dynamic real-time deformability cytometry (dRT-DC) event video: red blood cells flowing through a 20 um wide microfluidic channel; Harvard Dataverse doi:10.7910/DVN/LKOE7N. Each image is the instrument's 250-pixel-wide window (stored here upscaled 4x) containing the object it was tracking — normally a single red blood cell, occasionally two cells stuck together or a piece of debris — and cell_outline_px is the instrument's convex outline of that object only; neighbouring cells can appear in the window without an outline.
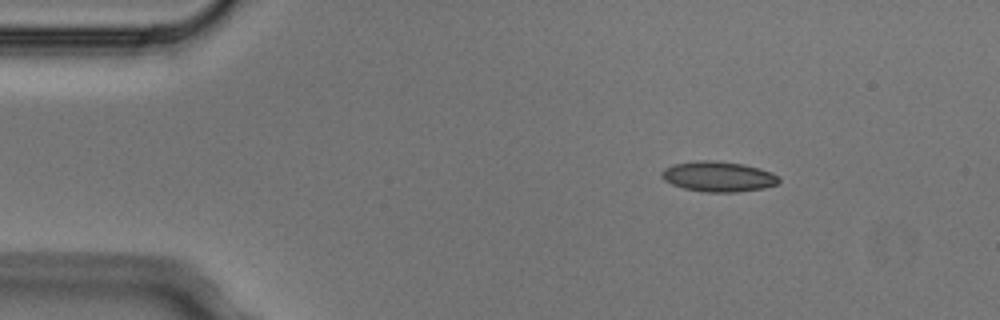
{"species": "Egyptian fruit bat (a non-hibernating species)", "species_latin": "Rousettus aegyptiacus", "temperature_condition": "cold", "stored_images_in_passage": 4, "camera_frame_rate_fps": 3000, "um_per_image_px": 0.085, "animal": {"sex": "male"}, "frame": {"image": 1, "passage_image": 1, "time_ms": 0.0, "image_size_px": [1000, 320], "cell_outline_px": [[780, 180], [776, 184], [764, 188], [736, 192], [704, 192], [684, 188], [672, 184], [664, 180], [660, 176], [660, 172], [664, 168], [672, 164], [696, 160], [716, 160], [744, 164], [760, 168], [772, 172]], "centroid_in_image_um": [61.02, 14.99], "position_along_channel_um": 24.0, "area_um2": 20.87}}
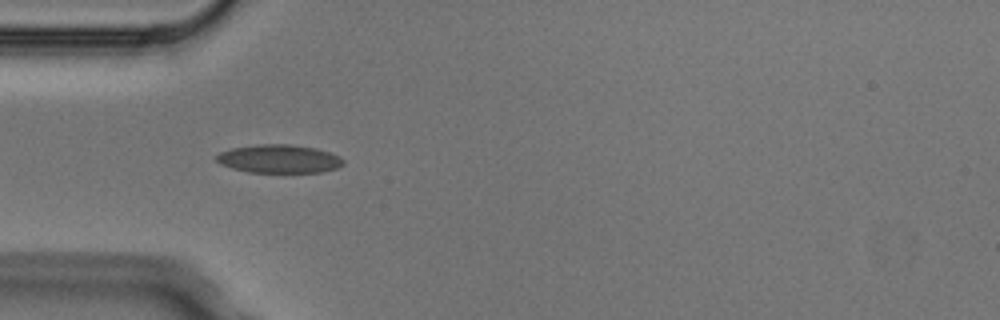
{"frame": {"image": 2, "passage_image": 3, "time_ms": 0.667, "image_size_px": [1000, 320], "cell_outline_px": [[344, 164], [336, 168], [320, 172], [248, 172], [232, 168], [220, 164], [216, 160], [216, 156], [220, 152], [232, 148], [260, 144], [288, 144], [316, 148], [340, 156], [344, 160]], "centroid_in_image_um": [23.72, 13.5], "position_along_channel_um": 61.3, "area_um2": 20.87}}